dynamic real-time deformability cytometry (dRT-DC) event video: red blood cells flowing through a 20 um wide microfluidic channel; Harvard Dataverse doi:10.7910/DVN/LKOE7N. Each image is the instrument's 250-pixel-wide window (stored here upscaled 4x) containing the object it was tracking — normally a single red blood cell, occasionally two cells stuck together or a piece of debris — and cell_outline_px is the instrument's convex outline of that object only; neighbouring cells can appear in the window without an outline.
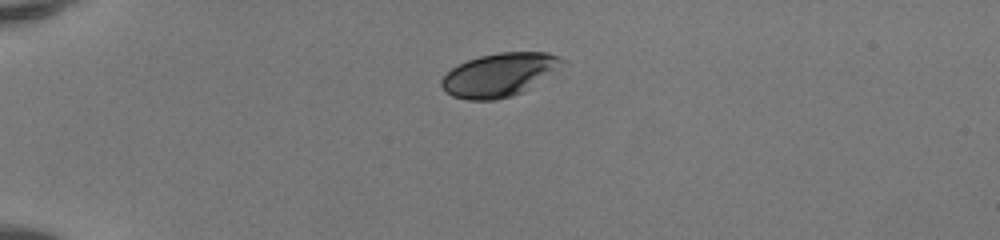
{"species": "human", "species_latin": "Homo sapiens", "temperature_condition": "room temperature", "stored_images_in_passage": 38, "camera_frame_rate_fps": 3000, "um_per_image_px": 0.085, "donor": {"sex": "female"}, "frame": {"image": 1, "passage_image": 1, "time_ms": 0.0, "image_size_px": [1000, 240], "cell_outline_px": [[564, 60], [520, 92], [512, 96], [496, 100], [468, 100], [452, 96], [440, 84], [440, 80], [452, 68], [468, 60], [480, 56], [500, 52], [548, 52], [560, 56]], "centroid_in_image_um": [42.32, 6.35], "position_along_channel_um": 42.7, "area_um2": 29.25}}
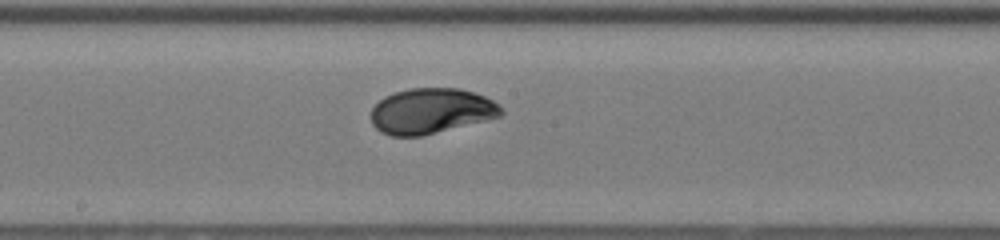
{"frame": {"image": 2, "passage_image": 17, "time_ms": 5.333, "image_size_px": [1000, 240], "cell_outline_px": [[504, 112], [500, 116], [420, 136], [392, 136], [380, 132], [372, 124], [372, 108], [384, 96], [408, 88], [460, 88], [484, 96], [500, 104]], "centroid_in_image_um": [36.63, 9.42], "position_along_channel_um": 211.6, "area_um2": 34.16}}
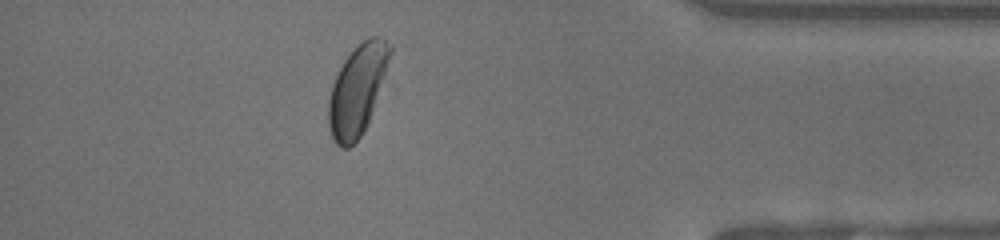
{"frame": {"image": 3, "passage_image": 33, "time_ms": 10.667, "image_size_px": [1000, 240], "cell_outline_px": [[392, 52], [368, 124], [360, 136], [348, 148], [340, 148], [332, 140], [328, 128], [328, 100], [332, 84], [344, 60], [356, 44], [368, 36], [376, 36], [392, 44]], "centroid_in_image_um": [30.35, 7.63], "position_along_channel_um": 404.9, "area_um2": 32.25}, "authors_computed_cell_mechanics": {"area_um2": 33.9864, "velocity_mm_per_s": 4.1253, "shape_relaxation_time_tau1_ms": 2.7307, "shape_relaxation_time_tau2_ms": null, "deformation_change_tau1": 0.1285, "deformation_change_tau2": null}}